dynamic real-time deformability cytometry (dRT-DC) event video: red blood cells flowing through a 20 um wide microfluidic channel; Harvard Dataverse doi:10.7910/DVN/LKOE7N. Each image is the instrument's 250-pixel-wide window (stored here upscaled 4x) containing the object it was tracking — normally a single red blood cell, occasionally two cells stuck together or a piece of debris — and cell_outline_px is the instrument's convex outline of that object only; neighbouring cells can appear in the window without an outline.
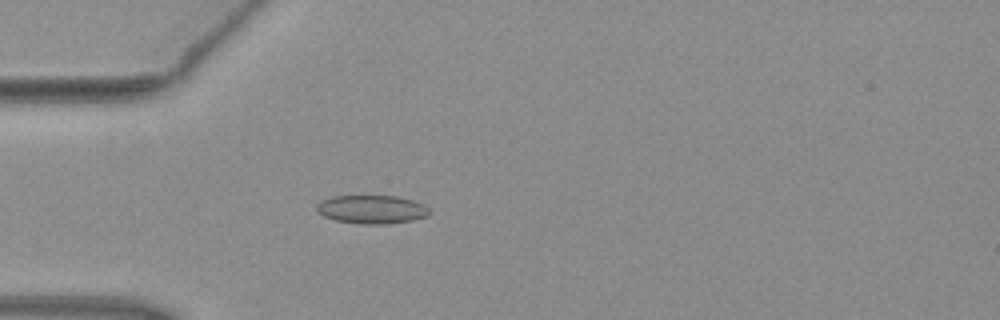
{"species": "common noctule bat (a hibernating species)", "species_latin": "Nyctalus noctula", "temperature_condition": "warm", "stored_images_in_passage": 1, "camera_frame_rate_fps": 3000, "um_per_image_px": 0.085, "animal": {"sex": "female", "body_mass_g": 19.3, "forearm_length_mm": 54.1}, "frame": {"image": 1, "passage_image": 1, "time_ms": 0.0, "image_size_px": [1000, 320], "cell_outline_px": [[432, 212], [428, 216], [412, 220], [384, 224], [364, 224], [336, 220], [324, 216], [316, 212], [316, 204], [320, 200], [332, 196], [396, 196], [412, 200], [424, 204]], "centroid_in_image_um": [31.59, 17.79], "position_along_channel_um": 53.4, "area_um2": 18.79}}